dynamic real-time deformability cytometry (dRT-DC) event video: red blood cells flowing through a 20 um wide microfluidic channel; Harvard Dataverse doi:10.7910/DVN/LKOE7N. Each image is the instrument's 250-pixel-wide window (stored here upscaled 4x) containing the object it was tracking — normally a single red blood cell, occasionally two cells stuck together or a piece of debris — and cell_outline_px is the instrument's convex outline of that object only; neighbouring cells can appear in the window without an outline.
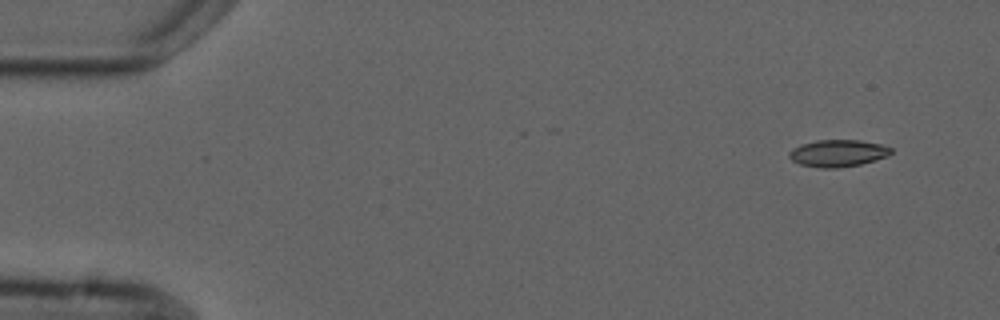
{"species": "common noctule bat (a hibernating species)", "species_latin": "Nyctalus noctula", "temperature_condition": "cold", "stored_images_in_passage": 5, "camera_frame_rate_fps": 3000, "um_per_image_px": 0.085, "animal": {"sex": "male", "forearm_length_mm": 52.5}, "frame": {"image": 1, "passage_image": 1, "time_ms": 0.0, "image_size_px": [1000, 320], "cell_outline_px": [[892, 152], [888, 156], [876, 160], [860, 164], [840, 168], [820, 168], [800, 164], [792, 160], [788, 156], [788, 152], [792, 148], [800, 144], [816, 140], [860, 140], [880, 144], [892, 148]], "centroid_in_image_um": [71.2, 13.02], "position_along_channel_um": 13.8, "area_um2": 16.18}}